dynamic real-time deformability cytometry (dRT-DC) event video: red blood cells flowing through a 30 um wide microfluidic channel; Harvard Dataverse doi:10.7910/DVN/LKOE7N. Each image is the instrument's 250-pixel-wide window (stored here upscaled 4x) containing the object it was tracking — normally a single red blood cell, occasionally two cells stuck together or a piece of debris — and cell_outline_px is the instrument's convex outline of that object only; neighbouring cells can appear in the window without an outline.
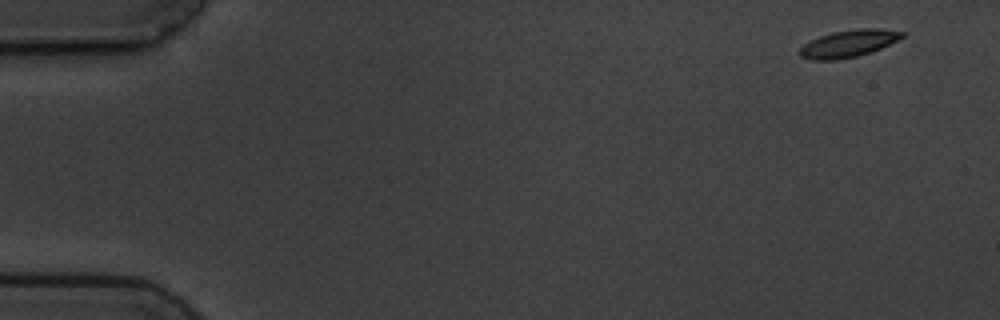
{"species": "common noctule bat (a hibernating species)", "species_latin": "Nyctalus noctula", "temperature_condition": "cold", "stored_images_in_passage": 4, "camera_frame_rate_fps": 3000, "um_per_image_px": 0.085, "animal": {"sex": "male", "body_mass_g": 19.5, "forearm_length_mm": 54.6}, "frame": {"image": 1, "passage_image": 1, "time_ms": 0.0, "image_size_px": [1000, 320], "cell_outline_px": [[908, 32], [904, 36], [880, 48], [856, 56], [836, 60], [812, 60], [800, 56], [800, 48], [804, 44], [820, 36], [832, 32], [860, 28], [876, 28]], "centroid_in_image_um": [72.12, 3.69], "position_along_channel_um": 12.9, "area_um2": 15.95}}
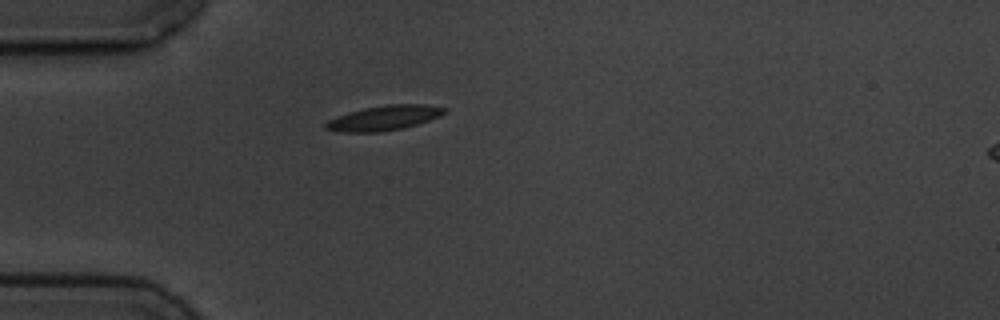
{"frame": {"image": 2, "passage_image": 4, "time_ms": 4.333, "image_size_px": [1000, 320], "cell_outline_px": [[448, 112], [440, 116], [404, 128], [380, 132], [344, 132], [324, 128], [324, 124], [328, 120], [336, 116], [348, 112], [364, 108], [384, 104], [428, 104], [448, 108]], "centroid_in_image_um": [32.68, 10.01], "position_along_channel_um": 52.3, "area_um2": 17.34}}